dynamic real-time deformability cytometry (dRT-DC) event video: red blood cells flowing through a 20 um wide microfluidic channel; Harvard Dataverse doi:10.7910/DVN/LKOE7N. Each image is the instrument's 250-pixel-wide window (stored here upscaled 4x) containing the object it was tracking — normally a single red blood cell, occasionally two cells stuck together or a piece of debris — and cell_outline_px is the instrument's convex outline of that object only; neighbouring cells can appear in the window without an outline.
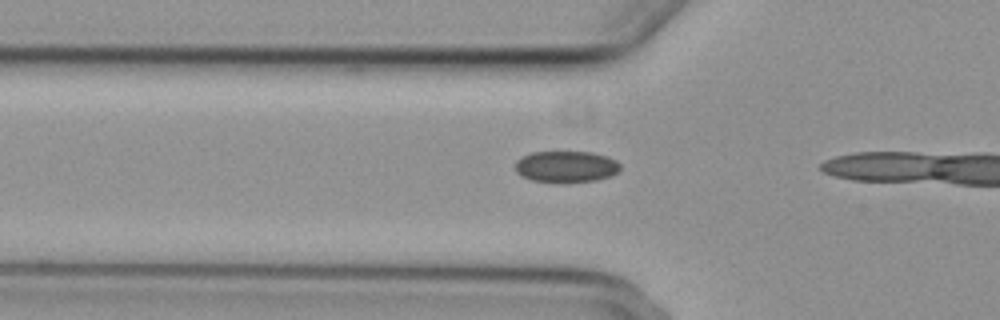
{"species": "common noctule bat (a hibernating species)", "species_latin": "Nyctalus noctula", "temperature_condition": "cold", "stored_images_in_passage": 9, "camera_frame_rate_fps": 3000, "um_per_image_px": 0.085, "animal": {"sex": "female", "body_mass_g": 29.2, "forearm_length_mm": 56.3}, "frame": {"image": 1, "passage_image": 4, "time_ms": 1.0, "image_size_px": [1000, 320], "cell_outline_px": [[620, 172], [612, 176], [596, 180], [532, 180], [520, 176], [516, 172], [516, 160], [520, 156], [532, 152], [592, 152], [608, 156], [616, 160], [620, 164]], "centroid_in_image_um": [48.14, 14.12], "position_along_channel_um": 77.7, "area_um2": 18.9}}
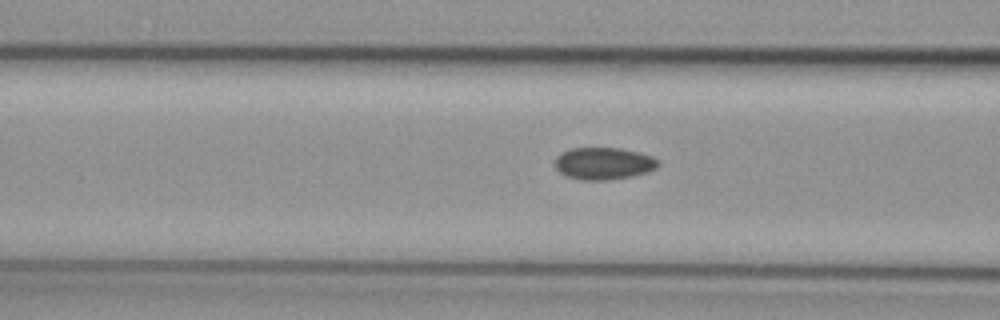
{"frame": {"image": 2, "passage_image": 7, "time_ms": 2.0, "image_size_px": [1000, 320], "cell_outline_px": [[660, 164], [656, 168], [648, 172], [632, 176], [608, 180], [580, 180], [568, 176], [560, 172], [556, 168], [556, 156], [560, 152], [572, 148], [620, 148], [640, 152], [652, 156]], "centroid_in_image_um": [51.32, 13.89], "position_along_channel_um": 115.3, "area_um2": 19.36}}